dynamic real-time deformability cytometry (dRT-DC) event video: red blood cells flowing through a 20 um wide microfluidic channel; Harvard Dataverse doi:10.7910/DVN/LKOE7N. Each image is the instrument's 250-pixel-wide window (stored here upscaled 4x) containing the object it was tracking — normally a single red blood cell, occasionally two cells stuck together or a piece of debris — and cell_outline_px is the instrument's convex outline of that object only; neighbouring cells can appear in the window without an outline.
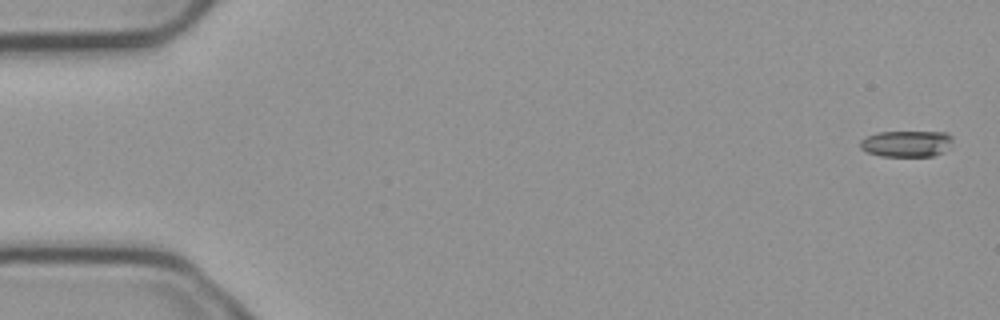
{"species": "common noctule bat (a hibernating species)", "species_latin": "Nyctalus noctula", "temperature_condition": "cold", "stored_images_in_passage": 5, "camera_frame_rate_fps": 3000, "um_per_image_px": 0.085, "animal": {"sex": "male", "body_mass_g": 23.1, "forearm_length_mm": 52.7}, "frame": {"image": 1, "passage_image": 1, "time_ms": 0.0, "image_size_px": [1000, 320], "cell_outline_px": [[952, 148], [944, 152], [932, 156], [880, 156], [868, 152], [860, 148], [860, 140], [876, 132], [948, 132], [952, 136]], "centroid_in_image_um": [77.11, 12.21], "position_along_channel_um": 7.9, "area_um2": 14.39}}
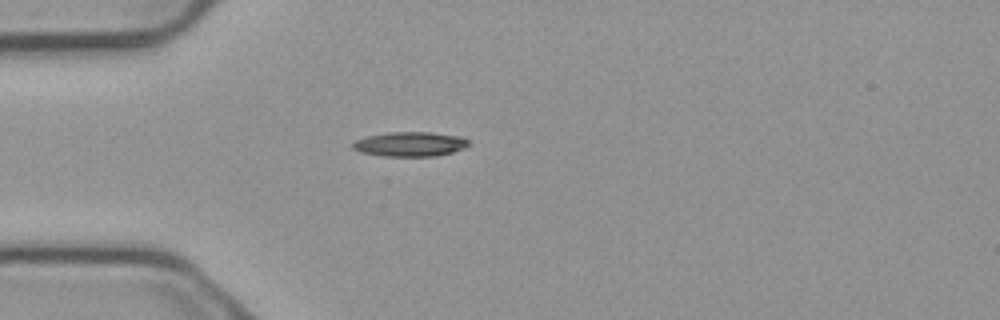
{"frame": {"image": 2, "passage_image": 5, "time_ms": 1.333, "image_size_px": [1000, 320], "cell_outline_px": [[472, 144], [464, 148], [452, 152], [436, 156], [384, 156], [360, 152], [352, 148], [352, 144], [356, 140], [368, 136], [388, 132], [432, 132], [460, 136], [468, 140]], "centroid_in_image_um": [34.88, 12.25], "position_along_channel_um": 50.1, "area_um2": 16.65}}